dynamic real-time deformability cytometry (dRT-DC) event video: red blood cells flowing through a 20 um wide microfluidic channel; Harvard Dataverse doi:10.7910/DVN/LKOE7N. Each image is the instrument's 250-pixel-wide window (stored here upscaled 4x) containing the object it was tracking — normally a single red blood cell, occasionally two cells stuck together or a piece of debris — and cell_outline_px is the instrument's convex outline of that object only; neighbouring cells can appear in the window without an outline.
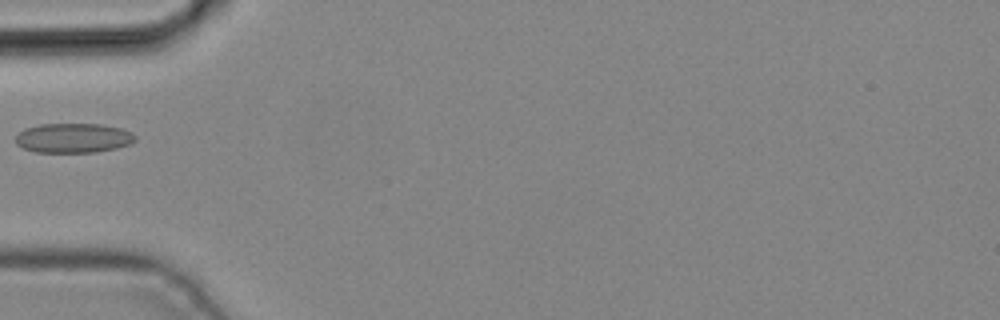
{"species": "common noctule bat (a hibernating species)", "species_latin": "Nyctalus noctula", "temperature_condition": "cold", "stored_images_in_passage": 5, "camera_frame_rate_fps": 3000, "um_per_image_px": 0.085, "animal": {"sex": "male", "body_mass_g": 19.2, "forearm_length_mm": 51.8}, "frame": {"image": 1, "passage_image": 5, "time_ms": 1.333, "image_size_px": [1000, 320], "cell_outline_px": [[136, 140], [128, 144], [116, 148], [96, 152], [36, 152], [24, 148], [16, 144], [16, 136], [24, 128], [40, 124], [100, 124], [120, 128], [132, 132], [136, 136]], "centroid_in_image_um": [6.23, 11.73], "position_along_channel_um": 78.8, "area_um2": 20.58}}